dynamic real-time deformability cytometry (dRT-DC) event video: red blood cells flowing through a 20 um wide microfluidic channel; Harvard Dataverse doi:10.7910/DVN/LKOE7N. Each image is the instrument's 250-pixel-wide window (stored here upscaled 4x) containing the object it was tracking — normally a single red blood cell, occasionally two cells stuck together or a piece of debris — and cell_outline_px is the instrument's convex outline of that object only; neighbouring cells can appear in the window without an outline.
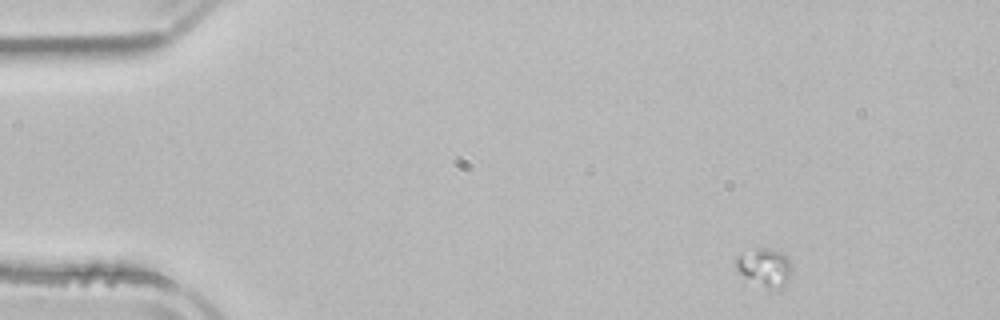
{"species": "common noctule bat (a hibernating species)", "species_latin": "Nyctalus noctula", "temperature_condition": "room temperature", "stored_images_in_passage": 5, "camera_frame_rate_fps": 3000, "um_per_image_px": 0.085, "animal": {"sex": "male", "body_mass_g": 21.5, "forearm_length_mm": 52.0}, "frame": {"image": 1, "passage_image": 1, "time_ms": 0.0, "image_size_px": [1000, 320], "cell_outline_px": [[792, 268], [788, 280], [780, 288], [772, 288], [744, 284], [736, 268], [736, 256], [756, 248], [768, 248], [780, 252], [788, 260]], "centroid_in_image_um": [64.9, 22.78], "position_along_channel_um": 20.1, "area_um2": 12.77}}